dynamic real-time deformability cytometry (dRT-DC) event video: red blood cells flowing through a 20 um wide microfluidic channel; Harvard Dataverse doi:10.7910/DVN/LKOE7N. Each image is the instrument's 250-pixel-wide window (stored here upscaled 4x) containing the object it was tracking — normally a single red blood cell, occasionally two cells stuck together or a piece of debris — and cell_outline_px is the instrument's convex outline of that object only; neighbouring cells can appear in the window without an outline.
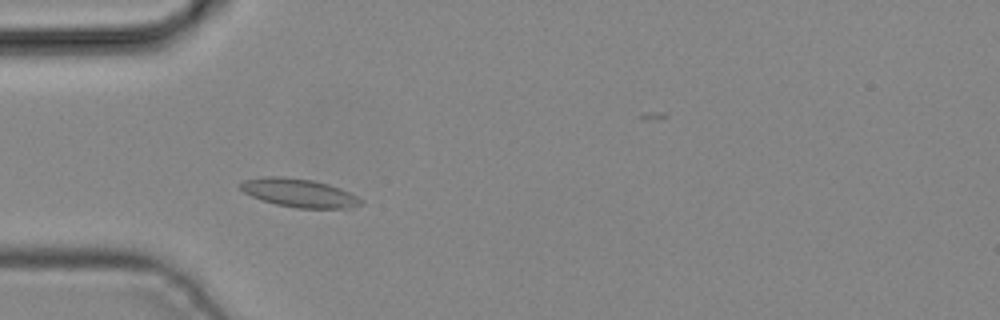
{"species": "common noctule bat (a hibernating species)", "species_latin": "Nyctalus noctula", "temperature_condition": "cold", "stored_images_in_passage": 3, "camera_frame_rate_fps": 3000, "um_per_image_px": 0.085, "animal": {"sex": "male", "body_mass_g": 19.2, "forearm_length_mm": 51.8}, "frame": {"image": 1, "passage_image": 3, "time_ms": 0.667, "image_size_px": [1000, 320], "cell_outline_px": [[364, 204], [352, 208], [296, 208], [276, 204], [252, 196], [244, 192], [236, 184], [244, 180], [264, 176], [284, 176], [312, 180], [328, 184], [340, 188], [364, 200]], "centroid_in_image_um": [25.43, 16.39], "position_along_channel_um": 59.6, "area_um2": 20.06}}